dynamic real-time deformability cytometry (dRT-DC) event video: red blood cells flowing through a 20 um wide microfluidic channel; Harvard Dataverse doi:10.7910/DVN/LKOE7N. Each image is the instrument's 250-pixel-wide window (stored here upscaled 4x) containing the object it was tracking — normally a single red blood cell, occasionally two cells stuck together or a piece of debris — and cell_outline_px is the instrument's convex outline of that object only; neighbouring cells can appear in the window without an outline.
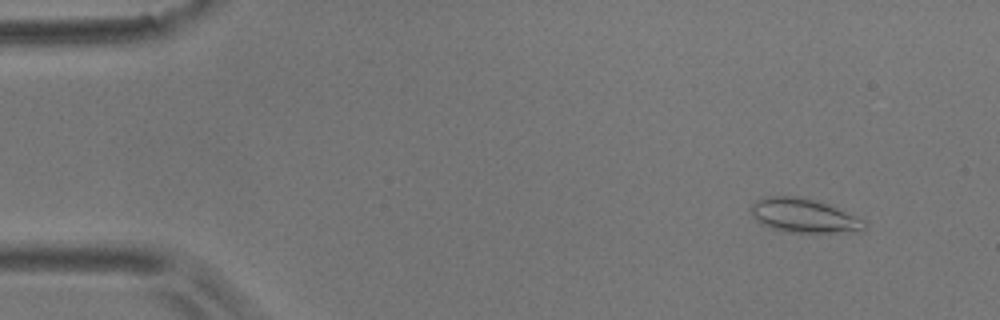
{"species": "common noctule bat (a hibernating species)", "species_latin": "Nyctalus noctula", "temperature_condition": "room temperature", "stored_images_in_passage": 5, "camera_frame_rate_fps": 3000, "um_per_image_px": 0.085, "animal": {"sex": "male", "body_mass_g": 17.9}, "frame": {"image": 1, "passage_image": 2, "time_ms": 1.0, "image_size_px": [1000, 320], "cell_outline_px": [[868, 224], [860, 232], [788, 232], [772, 228], [760, 224], [752, 216], [748, 208], [756, 200], [764, 196], [800, 196], [828, 204], [864, 220]], "centroid_in_image_um": [68.29, 18.32], "position_along_channel_um": 16.7, "area_um2": 22.66}}